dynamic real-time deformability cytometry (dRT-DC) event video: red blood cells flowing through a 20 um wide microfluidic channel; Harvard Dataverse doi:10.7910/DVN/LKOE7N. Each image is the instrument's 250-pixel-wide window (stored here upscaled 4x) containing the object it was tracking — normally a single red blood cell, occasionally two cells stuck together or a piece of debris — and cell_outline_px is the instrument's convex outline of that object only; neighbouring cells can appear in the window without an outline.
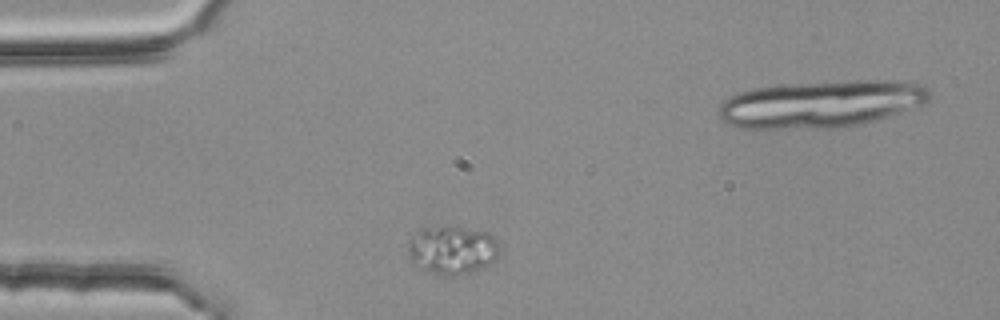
{"species": "common noctule bat (a hibernating species)", "species_latin": "Nyctalus noctula", "temperature_condition": "room temperature", "stored_images_in_passage": 2, "camera_frame_rate_fps": 3000, "um_per_image_px": 0.085, "animal": {"sex": "female", "body_mass_g": 25.1}, "frame": {"image": 1, "passage_image": 1, "time_ms": 0.0, "image_size_px": [1000, 320], "cell_outline_px": [[500, 252], [484, 268], [452, 276], [440, 276], [420, 268], [412, 264], [408, 260], [408, 240], [420, 228], [448, 224], [488, 232], [492, 236], [500, 248]], "centroid_in_image_um": [38.37, 21.22], "position_along_channel_um": 46.6, "area_um2": 26.47}}